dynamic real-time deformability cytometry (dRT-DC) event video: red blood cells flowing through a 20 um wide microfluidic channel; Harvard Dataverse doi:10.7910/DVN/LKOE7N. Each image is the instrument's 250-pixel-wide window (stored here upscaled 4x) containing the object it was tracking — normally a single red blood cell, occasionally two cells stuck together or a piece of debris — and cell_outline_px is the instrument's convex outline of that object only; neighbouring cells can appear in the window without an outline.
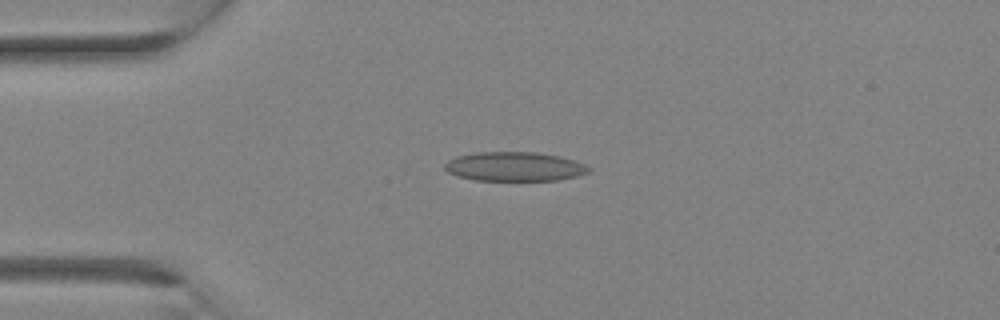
{"species": "Egyptian fruit bat (a non-hibernating species)", "species_latin": "Rousettus aegyptiacus", "temperature_condition": "room temperature", "stored_images_in_passage": 16, "camera_frame_rate_fps": 3000, "um_per_image_px": 0.085, "animal": {"sex": "female"}, "frame": {"image": 1, "passage_image": 7, "time_ms": 2.0, "image_size_px": [1000, 320], "cell_outline_px": [[592, 168], [588, 172], [576, 176], [556, 180], [476, 180], [456, 176], [448, 172], [444, 168], [444, 164], [448, 160], [456, 156], [476, 152], [536, 152], [560, 156], [584, 164]], "centroid_in_image_um": [43.7, 14.15], "position_along_channel_um": 41.3, "area_um2": 24.45}}
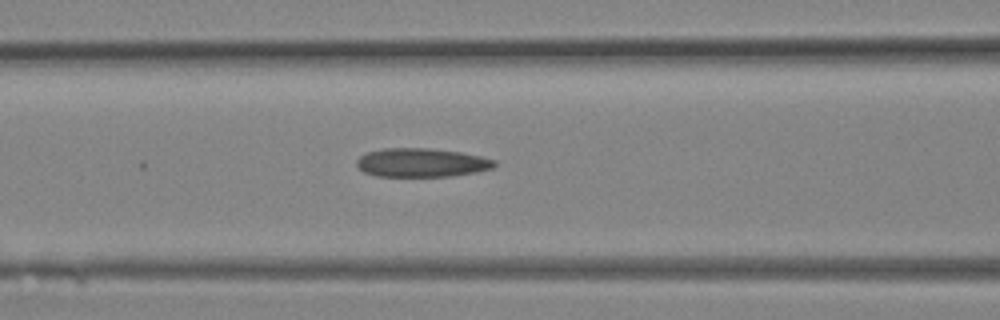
{"frame": {"image": 2, "passage_image": 12, "time_ms": 3.667, "image_size_px": [1000, 320], "cell_outline_px": [[496, 164], [492, 168], [476, 172], [452, 176], [376, 176], [364, 172], [356, 164], [356, 160], [360, 156], [368, 152], [384, 148], [432, 148], [460, 152], [480, 156], [496, 160]], "centroid_in_image_um": [35.83, 13.82], "position_along_channel_um": 130.8, "area_um2": 23.06}}
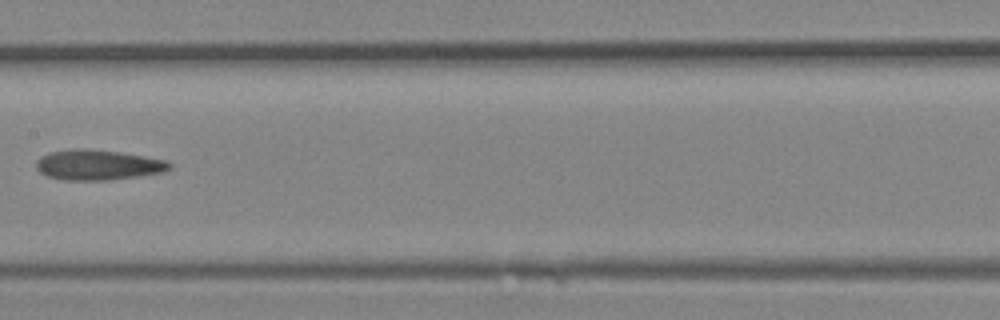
{"frame": {"image": 3, "passage_image": 15, "time_ms": 4.667, "image_size_px": [1000, 320], "cell_outline_px": [[172, 168], [164, 172], [140, 176], [108, 180], [64, 180], [48, 176], [40, 172], [36, 168], [36, 160], [40, 156], [48, 152], [80, 148], [84, 148], [120, 152], [168, 160], [172, 164]], "centroid_in_image_um": [8.34, 14.01], "position_along_channel_um": 199.1, "area_um2": 23.7}}